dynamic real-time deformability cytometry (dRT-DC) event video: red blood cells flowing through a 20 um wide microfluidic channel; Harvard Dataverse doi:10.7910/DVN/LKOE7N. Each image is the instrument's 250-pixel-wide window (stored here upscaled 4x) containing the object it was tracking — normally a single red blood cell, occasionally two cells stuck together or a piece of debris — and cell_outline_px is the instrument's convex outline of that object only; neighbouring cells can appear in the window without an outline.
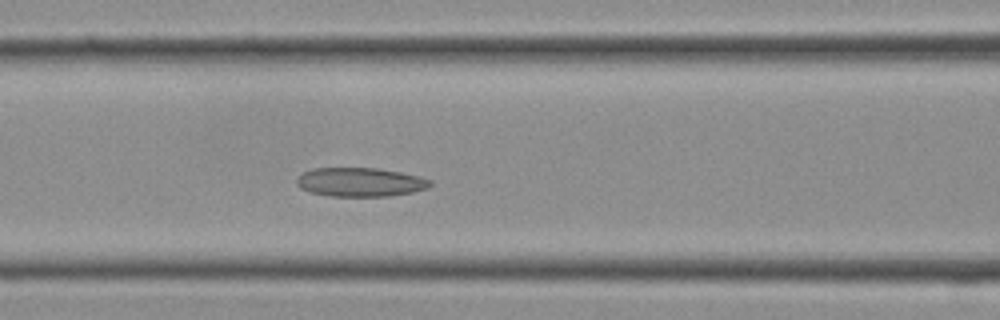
{"species": "Egyptian fruit bat (a non-hibernating species)", "species_latin": "Rousettus aegyptiacus", "temperature_condition": "cold", "stored_images_in_passage": 14, "camera_frame_rate_fps": 3000, "um_per_image_px": 0.085, "frame": {"image": 1, "passage_image": 12, "time_ms": 3.667, "image_size_px": [1000, 320], "cell_outline_px": [[432, 184], [428, 188], [412, 192], [388, 196], [328, 196], [308, 192], [300, 188], [296, 184], [296, 176], [300, 172], [312, 168], [376, 168], [400, 172], [420, 176], [432, 180]], "centroid_in_image_um": [30.56, 15.47], "position_along_channel_um": 136.0, "area_um2": 22.83}}
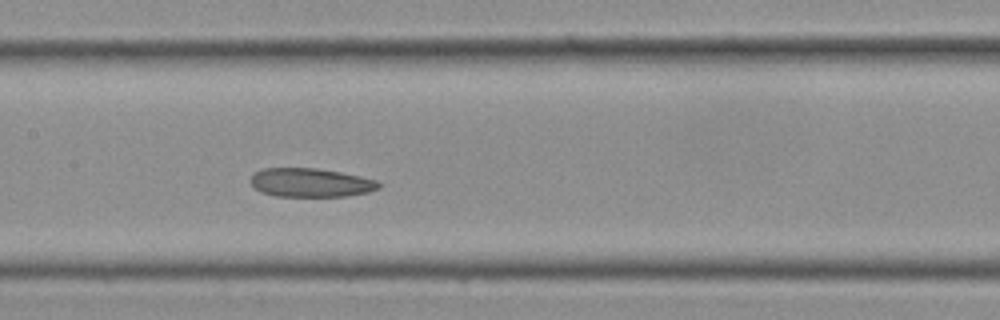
{"frame": {"image": 2, "passage_image": 14, "time_ms": 4.333, "image_size_px": [1000, 320], "cell_outline_px": [[380, 188], [368, 192], [344, 196], [276, 196], [260, 192], [248, 180], [256, 172], [264, 168], [316, 168], [340, 172], [360, 176], [376, 180], [380, 184]], "centroid_in_image_um": [26.39, 15.52], "position_along_channel_um": 181.0, "area_um2": 21.39}}